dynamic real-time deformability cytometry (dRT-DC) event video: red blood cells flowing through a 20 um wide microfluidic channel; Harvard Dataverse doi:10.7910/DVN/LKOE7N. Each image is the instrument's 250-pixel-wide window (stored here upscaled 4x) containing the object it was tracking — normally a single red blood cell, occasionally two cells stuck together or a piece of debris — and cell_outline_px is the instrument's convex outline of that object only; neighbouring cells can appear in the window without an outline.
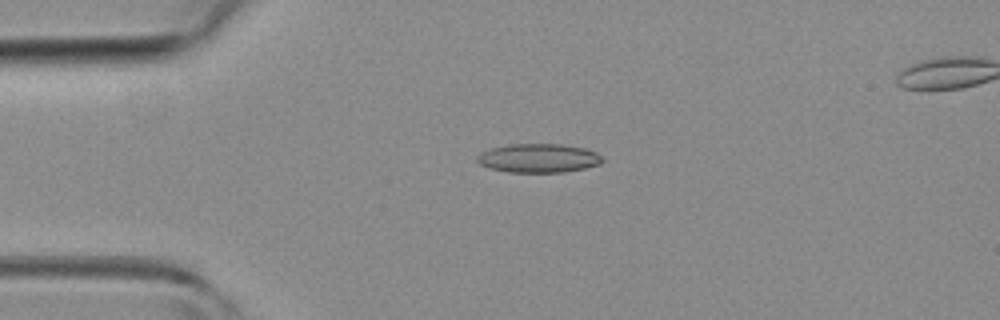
{"species": "common noctule bat (a hibernating species)", "species_latin": "Nyctalus noctula", "temperature_condition": "room temperature", "stored_images_in_passage": 3, "camera_frame_rate_fps": 3000, "um_per_image_px": 0.085, "animal": {"sex": "female", "body_mass_g": 19.3, "forearm_length_mm": 54.1}, "frame": {"image": 1, "passage_image": 3, "time_ms": 4.333, "image_size_px": [1000, 320], "cell_outline_px": [[604, 160], [600, 164], [584, 168], [564, 172], [508, 172], [488, 168], [480, 164], [476, 160], [476, 156], [480, 152], [492, 148], [508, 144], [560, 144], [584, 148], [596, 152]], "centroid_in_image_um": [45.74, 13.44], "position_along_channel_um": 39.3, "area_um2": 21.1}}